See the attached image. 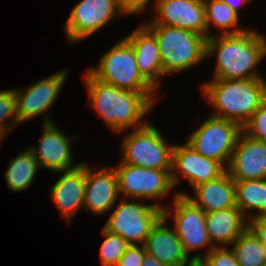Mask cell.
Masks as SVG:
<instances>
[{"instance_id": "1", "label": "cell", "mask_w": 266, "mask_h": 266, "mask_svg": "<svg viewBox=\"0 0 266 266\" xmlns=\"http://www.w3.org/2000/svg\"><path fill=\"white\" fill-rule=\"evenodd\" d=\"M82 79L89 97L88 106L111 133L120 134L145 126L149 122L145 117L161 100L157 93H136L103 83L87 70Z\"/></svg>"}, {"instance_id": "2", "label": "cell", "mask_w": 266, "mask_h": 266, "mask_svg": "<svg viewBox=\"0 0 266 266\" xmlns=\"http://www.w3.org/2000/svg\"><path fill=\"white\" fill-rule=\"evenodd\" d=\"M205 56L206 60L216 58L211 79L265 78L258 68L266 59V34L257 27H250L240 34L208 37Z\"/></svg>"}, {"instance_id": "3", "label": "cell", "mask_w": 266, "mask_h": 266, "mask_svg": "<svg viewBox=\"0 0 266 266\" xmlns=\"http://www.w3.org/2000/svg\"><path fill=\"white\" fill-rule=\"evenodd\" d=\"M200 90L212 116L229 120L243 127L266 100V78L201 82Z\"/></svg>"}, {"instance_id": "4", "label": "cell", "mask_w": 266, "mask_h": 266, "mask_svg": "<svg viewBox=\"0 0 266 266\" xmlns=\"http://www.w3.org/2000/svg\"><path fill=\"white\" fill-rule=\"evenodd\" d=\"M145 26L157 39L164 77L191 71L206 59L204 36L177 27Z\"/></svg>"}, {"instance_id": "5", "label": "cell", "mask_w": 266, "mask_h": 266, "mask_svg": "<svg viewBox=\"0 0 266 266\" xmlns=\"http://www.w3.org/2000/svg\"><path fill=\"white\" fill-rule=\"evenodd\" d=\"M97 63L86 70L103 83L136 93H158L139 72L133 47L124 37L117 40Z\"/></svg>"}, {"instance_id": "6", "label": "cell", "mask_w": 266, "mask_h": 266, "mask_svg": "<svg viewBox=\"0 0 266 266\" xmlns=\"http://www.w3.org/2000/svg\"><path fill=\"white\" fill-rule=\"evenodd\" d=\"M127 134V135H126ZM121 139V162L155 170H172L174 144L168 143L159 127L148 122Z\"/></svg>"}, {"instance_id": "7", "label": "cell", "mask_w": 266, "mask_h": 266, "mask_svg": "<svg viewBox=\"0 0 266 266\" xmlns=\"http://www.w3.org/2000/svg\"><path fill=\"white\" fill-rule=\"evenodd\" d=\"M113 167L117 173L122 199L149 200V203L152 201L153 205L163 210L167 204L162 202L171 191L174 190L178 194L172 183V170L148 169L122 163L120 160Z\"/></svg>"}, {"instance_id": "8", "label": "cell", "mask_w": 266, "mask_h": 266, "mask_svg": "<svg viewBox=\"0 0 266 266\" xmlns=\"http://www.w3.org/2000/svg\"><path fill=\"white\" fill-rule=\"evenodd\" d=\"M169 204L163 209V216L169 222L180 239L184 251L189 258H204L214 247L209 239L206 229V213L197 207L186 196L178 195L176 192L172 196ZM173 203V205H172ZM205 250L204 254L196 253V250Z\"/></svg>"}, {"instance_id": "9", "label": "cell", "mask_w": 266, "mask_h": 266, "mask_svg": "<svg viewBox=\"0 0 266 266\" xmlns=\"http://www.w3.org/2000/svg\"><path fill=\"white\" fill-rule=\"evenodd\" d=\"M145 202L121 198L111 209L103 228L121 236L129 245L144 244L152 227L163 215L161 208Z\"/></svg>"}, {"instance_id": "10", "label": "cell", "mask_w": 266, "mask_h": 266, "mask_svg": "<svg viewBox=\"0 0 266 266\" xmlns=\"http://www.w3.org/2000/svg\"><path fill=\"white\" fill-rule=\"evenodd\" d=\"M69 72L68 68L60 69L30 85L14 88L20 125L42 115V124L54 123L49 111L56 105L55 102L65 86Z\"/></svg>"}, {"instance_id": "11", "label": "cell", "mask_w": 266, "mask_h": 266, "mask_svg": "<svg viewBox=\"0 0 266 266\" xmlns=\"http://www.w3.org/2000/svg\"><path fill=\"white\" fill-rule=\"evenodd\" d=\"M241 133L239 124L210 115L189 133L185 142L204 157L220 162L227 169Z\"/></svg>"}, {"instance_id": "12", "label": "cell", "mask_w": 266, "mask_h": 266, "mask_svg": "<svg viewBox=\"0 0 266 266\" xmlns=\"http://www.w3.org/2000/svg\"><path fill=\"white\" fill-rule=\"evenodd\" d=\"M118 16L126 17L119 0H79L64 22L63 33L68 43H79L113 23Z\"/></svg>"}, {"instance_id": "13", "label": "cell", "mask_w": 266, "mask_h": 266, "mask_svg": "<svg viewBox=\"0 0 266 266\" xmlns=\"http://www.w3.org/2000/svg\"><path fill=\"white\" fill-rule=\"evenodd\" d=\"M218 161L206 158L195 151L188 143L175 144L172 152L171 179L174 188H178L185 179L193 190L196 186L215 180L226 172Z\"/></svg>"}, {"instance_id": "14", "label": "cell", "mask_w": 266, "mask_h": 266, "mask_svg": "<svg viewBox=\"0 0 266 266\" xmlns=\"http://www.w3.org/2000/svg\"><path fill=\"white\" fill-rule=\"evenodd\" d=\"M41 129L39 143L28 147L38 161L40 169L44 167L55 174L78 167L83 162L73 164L75 158L72 145L75 144L74 140L78 135L68 136L55 122L43 124Z\"/></svg>"}, {"instance_id": "15", "label": "cell", "mask_w": 266, "mask_h": 266, "mask_svg": "<svg viewBox=\"0 0 266 266\" xmlns=\"http://www.w3.org/2000/svg\"><path fill=\"white\" fill-rule=\"evenodd\" d=\"M150 20L144 25H165L193 31L207 39L203 0H156Z\"/></svg>"}, {"instance_id": "16", "label": "cell", "mask_w": 266, "mask_h": 266, "mask_svg": "<svg viewBox=\"0 0 266 266\" xmlns=\"http://www.w3.org/2000/svg\"><path fill=\"white\" fill-rule=\"evenodd\" d=\"M87 161V178L83 196L85 212L95 216L109 215L114 205L120 200L117 173L114 167L99 166L94 168Z\"/></svg>"}, {"instance_id": "17", "label": "cell", "mask_w": 266, "mask_h": 266, "mask_svg": "<svg viewBox=\"0 0 266 266\" xmlns=\"http://www.w3.org/2000/svg\"><path fill=\"white\" fill-rule=\"evenodd\" d=\"M58 179L49 189V198L57 208L61 220L71 225L74 215L83 208L87 178V160L73 169L55 172Z\"/></svg>"}, {"instance_id": "18", "label": "cell", "mask_w": 266, "mask_h": 266, "mask_svg": "<svg viewBox=\"0 0 266 266\" xmlns=\"http://www.w3.org/2000/svg\"><path fill=\"white\" fill-rule=\"evenodd\" d=\"M226 170L234 181L266 179V143L242 131Z\"/></svg>"}, {"instance_id": "19", "label": "cell", "mask_w": 266, "mask_h": 266, "mask_svg": "<svg viewBox=\"0 0 266 266\" xmlns=\"http://www.w3.org/2000/svg\"><path fill=\"white\" fill-rule=\"evenodd\" d=\"M124 38L133 47L139 72L158 92H162L161 83L164 72L155 35L140 23Z\"/></svg>"}, {"instance_id": "20", "label": "cell", "mask_w": 266, "mask_h": 266, "mask_svg": "<svg viewBox=\"0 0 266 266\" xmlns=\"http://www.w3.org/2000/svg\"><path fill=\"white\" fill-rule=\"evenodd\" d=\"M168 222L162 215L154 224L144 242L146 253L166 266H182L190 258L185 253L173 226Z\"/></svg>"}, {"instance_id": "21", "label": "cell", "mask_w": 266, "mask_h": 266, "mask_svg": "<svg viewBox=\"0 0 266 266\" xmlns=\"http://www.w3.org/2000/svg\"><path fill=\"white\" fill-rule=\"evenodd\" d=\"M192 194L178 191V195L186 196L205 213L236 207L235 181L227 171L215 180L196 186Z\"/></svg>"}, {"instance_id": "22", "label": "cell", "mask_w": 266, "mask_h": 266, "mask_svg": "<svg viewBox=\"0 0 266 266\" xmlns=\"http://www.w3.org/2000/svg\"><path fill=\"white\" fill-rule=\"evenodd\" d=\"M205 223L214 248L230 247L248 227V220L237 207L206 213Z\"/></svg>"}, {"instance_id": "23", "label": "cell", "mask_w": 266, "mask_h": 266, "mask_svg": "<svg viewBox=\"0 0 266 266\" xmlns=\"http://www.w3.org/2000/svg\"><path fill=\"white\" fill-rule=\"evenodd\" d=\"M203 3L205 6L207 38L214 35L240 34L250 28L243 27L239 23L240 16L223 0H203ZM214 27L215 29H213Z\"/></svg>"}, {"instance_id": "24", "label": "cell", "mask_w": 266, "mask_h": 266, "mask_svg": "<svg viewBox=\"0 0 266 266\" xmlns=\"http://www.w3.org/2000/svg\"><path fill=\"white\" fill-rule=\"evenodd\" d=\"M235 186L236 207L247 220L266 216V179L235 181Z\"/></svg>"}, {"instance_id": "25", "label": "cell", "mask_w": 266, "mask_h": 266, "mask_svg": "<svg viewBox=\"0 0 266 266\" xmlns=\"http://www.w3.org/2000/svg\"><path fill=\"white\" fill-rule=\"evenodd\" d=\"M9 166L4 172L8 190L13 192L26 191L35 182V176L41 169L32 151L27 147L17 156L9 160Z\"/></svg>"}, {"instance_id": "26", "label": "cell", "mask_w": 266, "mask_h": 266, "mask_svg": "<svg viewBox=\"0 0 266 266\" xmlns=\"http://www.w3.org/2000/svg\"><path fill=\"white\" fill-rule=\"evenodd\" d=\"M239 266H262L266 264V246L247 229L230 246Z\"/></svg>"}, {"instance_id": "27", "label": "cell", "mask_w": 266, "mask_h": 266, "mask_svg": "<svg viewBox=\"0 0 266 266\" xmlns=\"http://www.w3.org/2000/svg\"><path fill=\"white\" fill-rule=\"evenodd\" d=\"M19 125L14 88L0 89V143Z\"/></svg>"}, {"instance_id": "28", "label": "cell", "mask_w": 266, "mask_h": 266, "mask_svg": "<svg viewBox=\"0 0 266 266\" xmlns=\"http://www.w3.org/2000/svg\"><path fill=\"white\" fill-rule=\"evenodd\" d=\"M101 234L104 239H102L99 252L100 264L101 266H116L129 244L121 236L112 234L103 227Z\"/></svg>"}, {"instance_id": "29", "label": "cell", "mask_w": 266, "mask_h": 266, "mask_svg": "<svg viewBox=\"0 0 266 266\" xmlns=\"http://www.w3.org/2000/svg\"><path fill=\"white\" fill-rule=\"evenodd\" d=\"M242 131L247 136L266 143V100L242 127Z\"/></svg>"}, {"instance_id": "30", "label": "cell", "mask_w": 266, "mask_h": 266, "mask_svg": "<svg viewBox=\"0 0 266 266\" xmlns=\"http://www.w3.org/2000/svg\"><path fill=\"white\" fill-rule=\"evenodd\" d=\"M204 259L209 266H239L230 247L213 248Z\"/></svg>"}, {"instance_id": "31", "label": "cell", "mask_w": 266, "mask_h": 266, "mask_svg": "<svg viewBox=\"0 0 266 266\" xmlns=\"http://www.w3.org/2000/svg\"><path fill=\"white\" fill-rule=\"evenodd\" d=\"M145 254L144 244L129 245L116 266H141Z\"/></svg>"}, {"instance_id": "32", "label": "cell", "mask_w": 266, "mask_h": 266, "mask_svg": "<svg viewBox=\"0 0 266 266\" xmlns=\"http://www.w3.org/2000/svg\"><path fill=\"white\" fill-rule=\"evenodd\" d=\"M149 2H153L151 4H153L152 9H154L156 0H119L120 7L127 17L143 14L149 6L151 7Z\"/></svg>"}, {"instance_id": "33", "label": "cell", "mask_w": 266, "mask_h": 266, "mask_svg": "<svg viewBox=\"0 0 266 266\" xmlns=\"http://www.w3.org/2000/svg\"><path fill=\"white\" fill-rule=\"evenodd\" d=\"M248 228L266 246V216H259L248 220Z\"/></svg>"}, {"instance_id": "34", "label": "cell", "mask_w": 266, "mask_h": 266, "mask_svg": "<svg viewBox=\"0 0 266 266\" xmlns=\"http://www.w3.org/2000/svg\"><path fill=\"white\" fill-rule=\"evenodd\" d=\"M231 9H233L239 16L241 9L243 10L248 4L253 3L254 0H223Z\"/></svg>"}, {"instance_id": "35", "label": "cell", "mask_w": 266, "mask_h": 266, "mask_svg": "<svg viewBox=\"0 0 266 266\" xmlns=\"http://www.w3.org/2000/svg\"><path fill=\"white\" fill-rule=\"evenodd\" d=\"M141 266H166L158 261L155 257L145 254Z\"/></svg>"}, {"instance_id": "36", "label": "cell", "mask_w": 266, "mask_h": 266, "mask_svg": "<svg viewBox=\"0 0 266 266\" xmlns=\"http://www.w3.org/2000/svg\"><path fill=\"white\" fill-rule=\"evenodd\" d=\"M182 266H209L204 258H190Z\"/></svg>"}]
</instances>
